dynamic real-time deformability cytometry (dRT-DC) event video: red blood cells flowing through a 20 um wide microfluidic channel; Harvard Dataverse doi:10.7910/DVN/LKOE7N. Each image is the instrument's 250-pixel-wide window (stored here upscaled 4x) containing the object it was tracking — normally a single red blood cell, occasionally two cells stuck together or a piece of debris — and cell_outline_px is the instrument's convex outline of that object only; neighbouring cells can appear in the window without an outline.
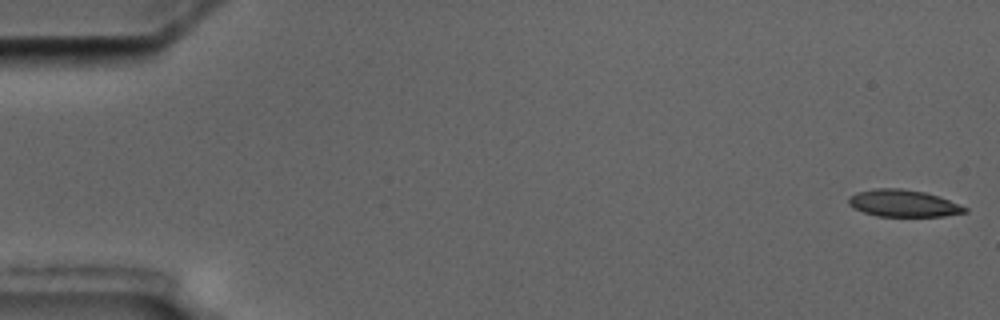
{"species": "common noctule bat (a hibernating species)", "species_latin": "Nyctalus noctula", "temperature_condition": "cold", "stored_images_in_passage": 2, "camera_frame_rate_fps": 3000, "um_per_image_px": 0.085, "animal": {"sex": "male", "body_mass_g": 17.5, "forearm_length_mm": 52.3}, "frame": {"image": 1, "passage_image": 1, "time_ms": 0.0, "image_size_px": [1000, 320], "cell_outline_px": [[968, 212], [944, 216], [876, 216], [852, 208], [848, 204], [848, 196], [856, 192], [876, 188], [900, 188], [924, 192], [948, 200], [968, 208]], "centroid_in_image_um": [76.73, 17.28], "position_along_channel_um": 8.3, "area_um2": 18.26}}